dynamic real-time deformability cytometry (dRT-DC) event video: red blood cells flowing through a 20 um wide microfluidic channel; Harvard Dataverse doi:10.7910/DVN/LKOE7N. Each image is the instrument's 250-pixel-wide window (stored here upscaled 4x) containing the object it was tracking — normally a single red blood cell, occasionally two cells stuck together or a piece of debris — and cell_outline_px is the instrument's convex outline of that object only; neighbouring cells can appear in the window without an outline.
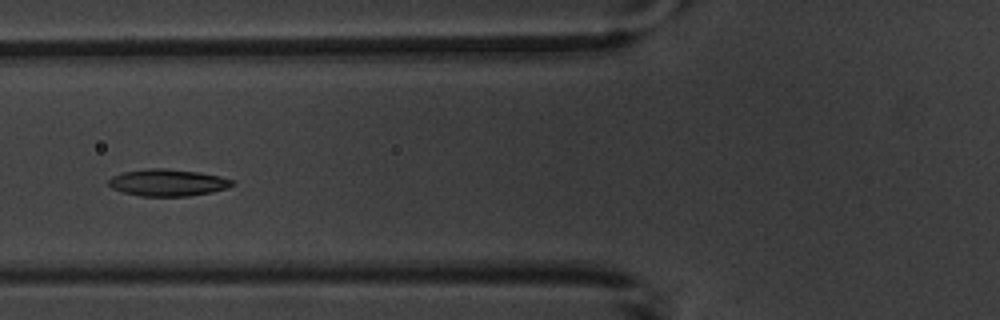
{"species": "common noctule bat (a hibernating species)", "species_latin": "Nyctalus noctula", "temperature_condition": "warm", "stored_images_in_passage": 12, "camera_frame_rate_fps": 3000, "um_per_image_px": 0.085, "animal": {"sex": "male", "body_mass_g": 20.1, "forearm_length_mm": 53.5}, "frame": {"image": 1, "passage_image": 4, "time_ms": 4.333, "image_size_px": [1000, 320], "cell_outline_px": [[236, 184], [228, 188], [212, 192], [188, 196], [140, 196], [124, 192], [112, 188], [108, 184], [108, 180], [112, 176], [124, 172], [148, 168], [164, 168], [200, 172], [220, 176], [236, 180]], "centroid_in_image_um": [14.31, 15.52], "position_along_channel_um": 111.5, "area_um2": 19.54}}
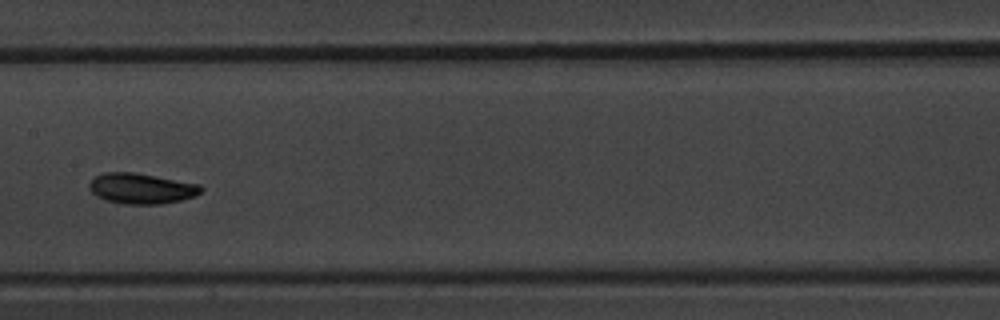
{"frame": {"image": 2, "passage_image": 6, "time_ms": 6.667, "image_size_px": [1000, 320], "cell_outline_px": [[204, 188], [196, 196], [180, 200], [160, 204], [124, 204], [104, 200], [96, 196], [88, 188], [88, 184], [96, 176], [104, 172], [136, 172], [200, 184]], "centroid_in_image_um": [12.01, 16.02], "position_along_channel_um": 195.4, "area_um2": 20.06}}
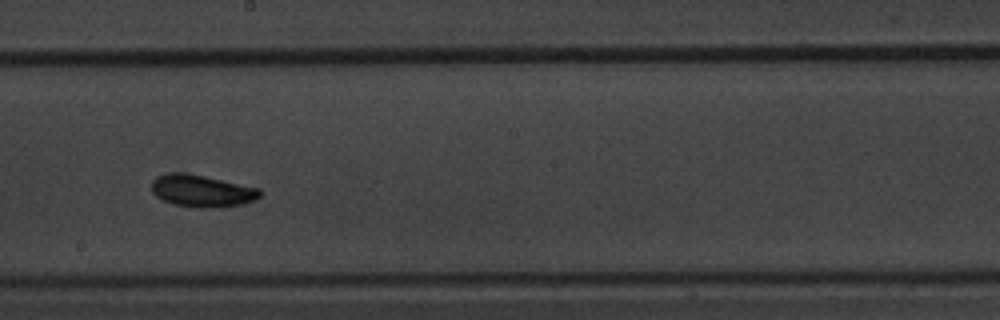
{"frame": {"image": 3, "passage_image": 7, "time_ms": 7.667, "image_size_px": [1000, 320], "cell_outline_px": [[260, 196], [244, 204], [204, 208], [196, 208], [176, 204], [164, 200], [156, 196], [152, 192], [152, 180], [156, 176], [168, 172], [180, 172], [204, 176], [260, 188]], "centroid_in_image_um": [17.12, 16.21], "position_along_channel_um": 231.1, "area_um2": 20.06}}